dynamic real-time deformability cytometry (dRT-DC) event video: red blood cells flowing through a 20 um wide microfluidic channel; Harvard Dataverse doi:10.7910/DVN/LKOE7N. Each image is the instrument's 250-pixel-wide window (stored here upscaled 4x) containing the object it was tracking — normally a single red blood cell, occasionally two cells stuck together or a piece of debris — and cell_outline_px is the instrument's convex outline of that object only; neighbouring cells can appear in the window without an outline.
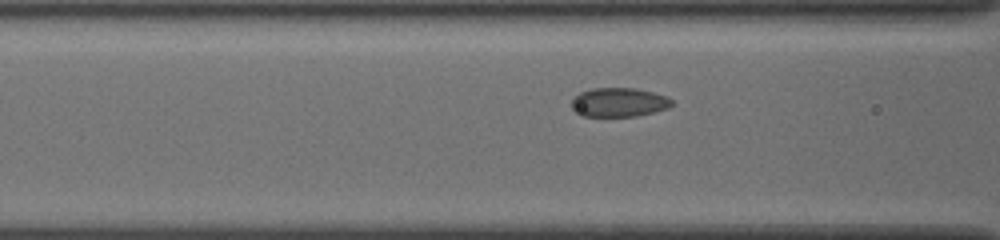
{"species": "common noctule bat (a hibernating species)", "species_latin": "Nyctalus noctula", "temperature_condition": "cold", "stored_images_in_passage": 8, "camera_frame_rate_fps": 3000, "um_per_image_px": 0.085, "animal": {"sex": "female", "body_mass_g": 19.5, "forearm_length_mm": 54.1}, "frame": {"image": 1, "passage_image": 5, "time_ms": 1.333, "image_size_px": [1000, 240], "cell_outline_px": [[672, 104], [668, 108], [636, 116], [580, 116], [572, 108], [572, 100], [580, 92], [592, 88], [636, 88], [668, 96], [672, 100]], "centroid_in_image_um": [52.6, 8.69], "position_along_channel_um": 114.0, "area_um2": 16.94}}